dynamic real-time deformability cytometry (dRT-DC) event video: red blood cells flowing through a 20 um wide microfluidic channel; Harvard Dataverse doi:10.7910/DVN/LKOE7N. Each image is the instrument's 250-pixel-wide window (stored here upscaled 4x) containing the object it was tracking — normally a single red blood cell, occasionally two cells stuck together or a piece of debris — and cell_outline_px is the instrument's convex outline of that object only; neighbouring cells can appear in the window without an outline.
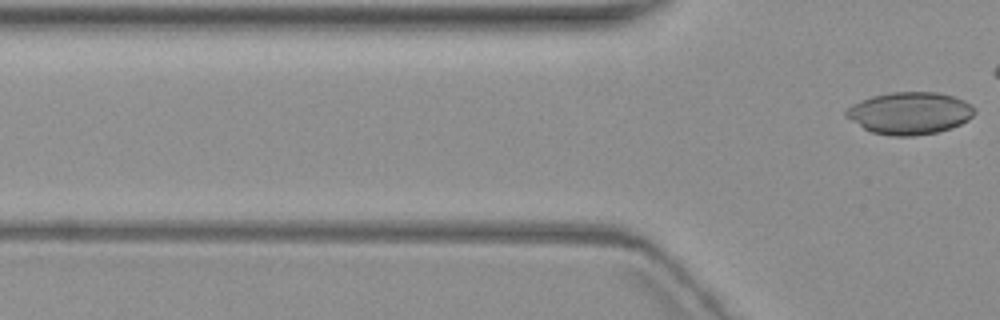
{"species": "common noctule bat (a hibernating species)", "species_latin": "Nyctalus noctula", "temperature_condition": "warm", "stored_images_in_passage": 7, "camera_frame_rate_fps": 3000, "um_per_image_px": 0.085, "animal": {"sex": "female", "body_mass_g": 19.3, "forearm_length_mm": 54.1}, "frame": {"image": 1, "passage_image": 7, "time_ms": 8.0, "image_size_px": [1000, 320], "cell_outline_px": [[976, 112], [968, 120], [952, 128], [936, 132], [912, 136], [892, 136], [872, 132], [864, 128], [844, 116], [844, 112], [852, 104], [872, 96], [892, 92], [936, 92], [952, 96], [964, 100], [972, 104], [976, 108]], "centroid_in_image_um": [77.34, 9.61], "position_along_channel_um": 48.5, "area_um2": 31.62}}